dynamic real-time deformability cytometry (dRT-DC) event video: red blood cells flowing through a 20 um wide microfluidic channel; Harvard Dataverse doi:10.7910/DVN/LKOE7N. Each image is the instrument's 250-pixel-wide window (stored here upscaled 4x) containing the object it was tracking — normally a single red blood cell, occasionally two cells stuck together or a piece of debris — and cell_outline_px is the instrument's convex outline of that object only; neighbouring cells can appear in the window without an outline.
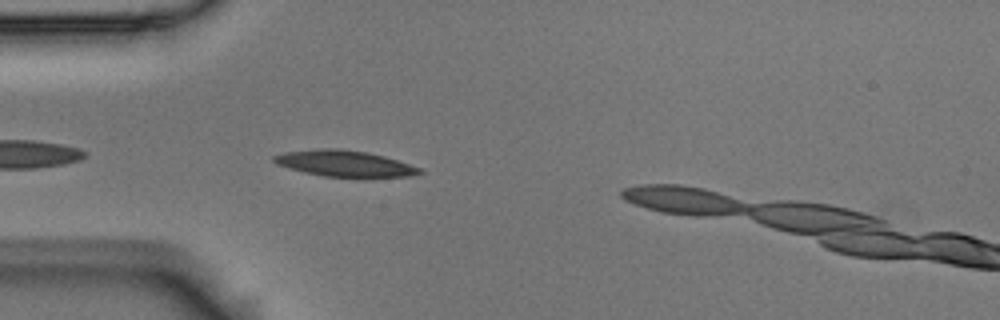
{"species": "Egyptian fruit bat (a non-hibernating species)", "species_latin": "Rousettus aegyptiacus", "temperature_condition": "room temperature", "stored_images_in_passage": 4, "camera_frame_rate_fps": 3000, "um_per_image_px": 0.085, "animal": {"sex": "male"}, "frame": {"image": 1, "passage_image": 3, "time_ms": 0.667, "image_size_px": [1000, 320], "cell_outline_px": [[424, 172], [412, 176], [324, 176], [304, 172], [288, 168], [276, 164], [272, 160], [272, 156], [284, 152], [320, 148], [336, 148], [368, 152], [384, 156], [420, 168]], "centroid_in_image_um": [29.23, 13.88], "position_along_channel_um": 55.8, "area_um2": 21.85}}